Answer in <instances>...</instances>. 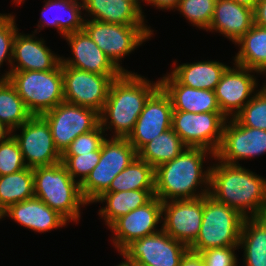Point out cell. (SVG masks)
Masks as SVG:
<instances>
[{"instance_id": "d4e9b609", "label": "cell", "mask_w": 266, "mask_h": 266, "mask_svg": "<svg viewBox=\"0 0 266 266\" xmlns=\"http://www.w3.org/2000/svg\"><path fill=\"white\" fill-rule=\"evenodd\" d=\"M82 2L85 19L90 17L91 20L114 24L147 25L140 0H82Z\"/></svg>"}, {"instance_id": "4316f807", "label": "cell", "mask_w": 266, "mask_h": 266, "mask_svg": "<svg viewBox=\"0 0 266 266\" xmlns=\"http://www.w3.org/2000/svg\"><path fill=\"white\" fill-rule=\"evenodd\" d=\"M154 197V190H128L121 192H104L94 203H105L98 215L109 227L117 218L128 214L148 203Z\"/></svg>"}, {"instance_id": "4fadbf2b", "label": "cell", "mask_w": 266, "mask_h": 266, "mask_svg": "<svg viewBox=\"0 0 266 266\" xmlns=\"http://www.w3.org/2000/svg\"><path fill=\"white\" fill-rule=\"evenodd\" d=\"M188 251L189 247L173 239L162 229L155 234L133 240L121 253L137 265L180 266Z\"/></svg>"}, {"instance_id": "484cf974", "label": "cell", "mask_w": 266, "mask_h": 266, "mask_svg": "<svg viewBox=\"0 0 266 266\" xmlns=\"http://www.w3.org/2000/svg\"><path fill=\"white\" fill-rule=\"evenodd\" d=\"M174 61L173 70L170 73L182 84L188 87L214 91L220 82L222 74L228 65L219 61L203 60L178 65Z\"/></svg>"}, {"instance_id": "ac0fdd59", "label": "cell", "mask_w": 266, "mask_h": 266, "mask_svg": "<svg viewBox=\"0 0 266 266\" xmlns=\"http://www.w3.org/2000/svg\"><path fill=\"white\" fill-rule=\"evenodd\" d=\"M172 103L159 86L147 99L132 132L126 138L138 152L145 144L171 128Z\"/></svg>"}, {"instance_id": "d6a6232c", "label": "cell", "mask_w": 266, "mask_h": 266, "mask_svg": "<svg viewBox=\"0 0 266 266\" xmlns=\"http://www.w3.org/2000/svg\"><path fill=\"white\" fill-rule=\"evenodd\" d=\"M32 114L8 79H0V122L12 132Z\"/></svg>"}, {"instance_id": "8d00e7d4", "label": "cell", "mask_w": 266, "mask_h": 266, "mask_svg": "<svg viewBox=\"0 0 266 266\" xmlns=\"http://www.w3.org/2000/svg\"><path fill=\"white\" fill-rule=\"evenodd\" d=\"M26 163L17 140L12 134L0 140V176L25 169Z\"/></svg>"}, {"instance_id": "277c9868", "label": "cell", "mask_w": 266, "mask_h": 266, "mask_svg": "<svg viewBox=\"0 0 266 266\" xmlns=\"http://www.w3.org/2000/svg\"><path fill=\"white\" fill-rule=\"evenodd\" d=\"M33 178L35 197L68 222L79 223L81 207L88 203L81 194L80 184L70 176L62 162L33 168Z\"/></svg>"}, {"instance_id": "4dcf8cb0", "label": "cell", "mask_w": 266, "mask_h": 266, "mask_svg": "<svg viewBox=\"0 0 266 266\" xmlns=\"http://www.w3.org/2000/svg\"><path fill=\"white\" fill-rule=\"evenodd\" d=\"M155 169L138 156L112 180L105 192L154 190Z\"/></svg>"}, {"instance_id": "6da1fadb", "label": "cell", "mask_w": 266, "mask_h": 266, "mask_svg": "<svg viewBox=\"0 0 266 266\" xmlns=\"http://www.w3.org/2000/svg\"><path fill=\"white\" fill-rule=\"evenodd\" d=\"M213 159L216 164L210 168L209 195L245 218L266 216V178L240 164Z\"/></svg>"}, {"instance_id": "83f0119b", "label": "cell", "mask_w": 266, "mask_h": 266, "mask_svg": "<svg viewBox=\"0 0 266 266\" xmlns=\"http://www.w3.org/2000/svg\"><path fill=\"white\" fill-rule=\"evenodd\" d=\"M245 266H266V216L245 218L239 240Z\"/></svg>"}, {"instance_id": "30bf717a", "label": "cell", "mask_w": 266, "mask_h": 266, "mask_svg": "<svg viewBox=\"0 0 266 266\" xmlns=\"http://www.w3.org/2000/svg\"><path fill=\"white\" fill-rule=\"evenodd\" d=\"M41 116L47 121L54 145L61 155L76 137L100 124L99 113L94 109L66 101Z\"/></svg>"}, {"instance_id": "7a4b0ae2", "label": "cell", "mask_w": 266, "mask_h": 266, "mask_svg": "<svg viewBox=\"0 0 266 266\" xmlns=\"http://www.w3.org/2000/svg\"><path fill=\"white\" fill-rule=\"evenodd\" d=\"M207 156L213 159L215 154L204 148L187 147L173 160L159 165L155 169L154 196L164 202L209 195L212 164L203 166Z\"/></svg>"}, {"instance_id": "ee69618b", "label": "cell", "mask_w": 266, "mask_h": 266, "mask_svg": "<svg viewBox=\"0 0 266 266\" xmlns=\"http://www.w3.org/2000/svg\"><path fill=\"white\" fill-rule=\"evenodd\" d=\"M238 4L254 9L259 0H232Z\"/></svg>"}, {"instance_id": "5b68a950", "label": "cell", "mask_w": 266, "mask_h": 266, "mask_svg": "<svg viewBox=\"0 0 266 266\" xmlns=\"http://www.w3.org/2000/svg\"><path fill=\"white\" fill-rule=\"evenodd\" d=\"M244 219L239 212L217 202L210 195L203 196L201 228L189 250L200 253L211 248L239 246Z\"/></svg>"}, {"instance_id": "7dc6e473", "label": "cell", "mask_w": 266, "mask_h": 266, "mask_svg": "<svg viewBox=\"0 0 266 266\" xmlns=\"http://www.w3.org/2000/svg\"><path fill=\"white\" fill-rule=\"evenodd\" d=\"M259 74H261V75H265V80H266V67L259 73ZM260 89L262 90V91H264V92H266V82L265 83H263V85L262 86H260Z\"/></svg>"}, {"instance_id": "ba28073f", "label": "cell", "mask_w": 266, "mask_h": 266, "mask_svg": "<svg viewBox=\"0 0 266 266\" xmlns=\"http://www.w3.org/2000/svg\"><path fill=\"white\" fill-rule=\"evenodd\" d=\"M138 156L126 138H105L101 144V157L80 190L88 204L94 203L110 186L112 180Z\"/></svg>"}, {"instance_id": "8fae6325", "label": "cell", "mask_w": 266, "mask_h": 266, "mask_svg": "<svg viewBox=\"0 0 266 266\" xmlns=\"http://www.w3.org/2000/svg\"><path fill=\"white\" fill-rule=\"evenodd\" d=\"M17 129L20 134H17ZM11 134L17 140L28 168L51 166L61 162V154L54 145L49 125L41 115H32Z\"/></svg>"}, {"instance_id": "f35d334b", "label": "cell", "mask_w": 266, "mask_h": 266, "mask_svg": "<svg viewBox=\"0 0 266 266\" xmlns=\"http://www.w3.org/2000/svg\"><path fill=\"white\" fill-rule=\"evenodd\" d=\"M99 124L92 131L76 137L62 155H81L98 150L107 137Z\"/></svg>"}, {"instance_id": "e0dca14e", "label": "cell", "mask_w": 266, "mask_h": 266, "mask_svg": "<svg viewBox=\"0 0 266 266\" xmlns=\"http://www.w3.org/2000/svg\"><path fill=\"white\" fill-rule=\"evenodd\" d=\"M203 218V196L162 202V229L190 247L197 239Z\"/></svg>"}, {"instance_id": "3957f363", "label": "cell", "mask_w": 266, "mask_h": 266, "mask_svg": "<svg viewBox=\"0 0 266 266\" xmlns=\"http://www.w3.org/2000/svg\"><path fill=\"white\" fill-rule=\"evenodd\" d=\"M159 86V78L153 82L135 72H123L113 79L104 108L99 114L102 129L110 130L113 134L111 137L127 138L145 102Z\"/></svg>"}, {"instance_id": "ab89813d", "label": "cell", "mask_w": 266, "mask_h": 266, "mask_svg": "<svg viewBox=\"0 0 266 266\" xmlns=\"http://www.w3.org/2000/svg\"><path fill=\"white\" fill-rule=\"evenodd\" d=\"M239 246H224L211 248L198 253L205 266H238L237 255L235 250Z\"/></svg>"}, {"instance_id": "f1b7e54d", "label": "cell", "mask_w": 266, "mask_h": 266, "mask_svg": "<svg viewBox=\"0 0 266 266\" xmlns=\"http://www.w3.org/2000/svg\"><path fill=\"white\" fill-rule=\"evenodd\" d=\"M234 63L259 73L266 67V27L253 26L235 43Z\"/></svg>"}, {"instance_id": "f546056e", "label": "cell", "mask_w": 266, "mask_h": 266, "mask_svg": "<svg viewBox=\"0 0 266 266\" xmlns=\"http://www.w3.org/2000/svg\"><path fill=\"white\" fill-rule=\"evenodd\" d=\"M187 146L172 128L161 133L145 144L138 152V157L154 169L176 158Z\"/></svg>"}, {"instance_id": "2e32d148", "label": "cell", "mask_w": 266, "mask_h": 266, "mask_svg": "<svg viewBox=\"0 0 266 266\" xmlns=\"http://www.w3.org/2000/svg\"><path fill=\"white\" fill-rule=\"evenodd\" d=\"M162 201L154 196L148 203L117 218L110 226L113 246L121 252L133 240L162 230Z\"/></svg>"}, {"instance_id": "b9f144b4", "label": "cell", "mask_w": 266, "mask_h": 266, "mask_svg": "<svg viewBox=\"0 0 266 266\" xmlns=\"http://www.w3.org/2000/svg\"><path fill=\"white\" fill-rule=\"evenodd\" d=\"M254 23L266 27V0H259L254 8Z\"/></svg>"}, {"instance_id": "e575fe53", "label": "cell", "mask_w": 266, "mask_h": 266, "mask_svg": "<svg viewBox=\"0 0 266 266\" xmlns=\"http://www.w3.org/2000/svg\"><path fill=\"white\" fill-rule=\"evenodd\" d=\"M235 118L243 126L266 130V92L258 89Z\"/></svg>"}, {"instance_id": "ffe728a7", "label": "cell", "mask_w": 266, "mask_h": 266, "mask_svg": "<svg viewBox=\"0 0 266 266\" xmlns=\"http://www.w3.org/2000/svg\"><path fill=\"white\" fill-rule=\"evenodd\" d=\"M68 43L72 57L61 56V66H71L100 75L123 73L84 31H76L63 37Z\"/></svg>"}, {"instance_id": "9c48e42d", "label": "cell", "mask_w": 266, "mask_h": 266, "mask_svg": "<svg viewBox=\"0 0 266 266\" xmlns=\"http://www.w3.org/2000/svg\"><path fill=\"white\" fill-rule=\"evenodd\" d=\"M228 118L221 112L191 113L173 110L171 128L187 147L218 151Z\"/></svg>"}, {"instance_id": "7c38bea8", "label": "cell", "mask_w": 266, "mask_h": 266, "mask_svg": "<svg viewBox=\"0 0 266 266\" xmlns=\"http://www.w3.org/2000/svg\"><path fill=\"white\" fill-rule=\"evenodd\" d=\"M64 101L102 112L113 79L120 75H100L71 66H62Z\"/></svg>"}, {"instance_id": "60d3db41", "label": "cell", "mask_w": 266, "mask_h": 266, "mask_svg": "<svg viewBox=\"0 0 266 266\" xmlns=\"http://www.w3.org/2000/svg\"><path fill=\"white\" fill-rule=\"evenodd\" d=\"M179 1L180 0H140V5L141 2H145L147 3V5H151V6H154L155 8L157 9H160V10H175L179 4Z\"/></svg>"}, {"instance_id": "f6af8a7d", "label": "cell", "mask_w": 266, "mask_h": 266, "mask_svg": "<svg viewBox=\"0 0 266 266\" xmlns=\"http://www.w3.org/2000/svg\"><path fill=\"white\" fill-rule=\"evenodd\" d=\"M121 257L123 258L124 261H121L120 264L116 266H138L134 261H130L125 255H123L121 252H119Z\"/></svg>"}, {"instance_id": "7bdbcfd3", "label": "cell", "mask_w": 266, "mask_h": 266, "mask_svg": "<svg viewBox=\"0 0 266 266\" xmlns=\"http://www.w3.org/2000/svg\"><path fill=\"white\" fill-rule=\"evenodd\" d=\"M180 266H205L198 253L188 251L180 262Z\"/></svg>"}, {"instance_id": "603a6c76", "label": "cell", "mask_w": 266, "mask_h": 266, "mask_svg": "<svg viewBox=\"0 0 266 266\" xmlns=\"http://www.w3.org/2000/svg\"><path fill=\"white\" fill-rule=\"evenodd\" d=\"M254 24V9L232 0H216L207 31L220 33L236 43Z\"/></svg>"}, {"instance_id": "7402d4cb", "label": "cell", "mask_w": 266, "mask_h": 266, "mask_svg": "<svg viewBox=\"0 0 266 266\" xmlns=\"http://www.w3.org/2000/svg\"><path fill=\"white\" fill-rule=\"evenodd\" d=\"M168 73L159 79L160 86L170 97L173 110L191 113L221 112L215 91L182 85L170 72Z\"/></svg>"}, {"instance_id": "44dd1931", "label": "cell", "mask_w": 266, "mask_h": 266, "mask_svg": "<svg viewBox=\"0 0 266 266\" xmlns=\"http://www.w3.org/2000/svg\"><path fill=\"white\" fill-rule=\"evenodd\" d=\"M9 217L26 229L44 233L66 227L68 221L43 201L33 197L9 206L1 213V218Z\"/></svg>"}, {"instance_id": "74e56055", "label": "cell", "mask_w": 266, "mask_h": 266, "mask_svg": "<svg viewBox=\"0 0 266 266\" xmlns=\"http://www.w3.org/2000/svg\"><path fill=\"white\" fill-rule=\"evenodd\" d=\"M15 21V16L12 14L2 13L0 16V68L3 62H8L7 65L11 67L13 43L19 30Z\"/></svg>"}, {"instance_id": "cb8c5ba5", "label": "cell", "mask_w": 266, "mask_h": 266, "mask_svg": "<svg viewBox=\"0 0 266 266\" xmlns=\"http://www.w3.org/2000/svg\"><path fill=\"white\" fill-rule=\"evenodd\" d=\"M43 2L45 4L38 21V28L34 30L36 35L45 27L55 28L62 38L67 34L83 30L85 16L82 14L84 11L82 0H44Z\"/></svg>"}, {"instance_id": "836d02e7", "label": "cell", "mask_w": 266, "mask_h": 266, "mask_svg": "<svg viewBox=\"0 0 266 266\" xmlns=\"http://www.w3.org/2000/svg\"><path fill=\"white\" fill-rule=\"evenodd\" d=\"M216 0H180L176 8L191 24L208 30L215 9Z\"/></svg>"}, {"instance_id": "d590c367", "label": "cell", "mask_w": 266, "mask_h": 266, "mask_svg": "<svg viewBox=\"0 0 266 266\" xmlns=\"http://www.w3.org/2000/svg\"><path fill=\"white\" fill-rule=\"evenodd\" d=\"M100 157L101 147L96 151L81 155H61V162L70 176L80 184L98 164Z\"/></svg>"}, {"instance_id": "8992f818", "label": "cell", "mask_w": 266, "mask_h": 266, "mask_svg": "<svg viewBox=\"0 0 266 266\" xmlns=\"http://www.w3.org/2000/svg\"><path fill=\"white\" fill-rule=\"evenodd\" d=\"M8 80L32 115H43L64 101L61 64L51 71H11Z\"/></svg>"}, {"instance_id": "52a82bcc", "label": "cell", "mask_w": 266, "mask_h": 266, "mask_svg": "<svg viewBox=\"0 0 266 266\" xmlns=\"http://www.w3.org/2000/svg\"><path fill=\"white\" fill-rule=\"evenodd\" d=\"M83 30L123 72L133 71H128L121 66L124 60L122 58L129 56L154 35V30L148 25H122L90 18L85 19Z\"/></svg>"}, {"instance_id": "1f68e13d", "label": "cell", "mask_w": 266, "mask_h": 266, "mask_svg": "<svg viewBox=\"0 0 266 266\" xmlns=\"http://www.w3.org/2000/svg\"><path fill=\"white\" fill-rule=\"evenodd\" d=\"M34 197L33 169L0 176V213L9 206Z\"/></svg>"}, {"instance_id": "5bb4252c", "label": "cell", "mask_w": 266, "mask_h": 266, "mask_svg": "<svg viewBox=\"0 0 266 266\" xmlns=\"http://www.w3.org/2000/svg\"><path fill=\"white\" fill-rule=\"evenodd\" d=\"M266 154V130L243 126L235 117L227 119L221 145L215 157L223 163L239 165V161Z\"/></svg>"}, {"instance_id": "c3c4849f", "label": "cell", "mask_w": 266, "mask_h": 266, "mask_svg": "<svg viewBox=\"0 0 266 266\" xmlns=\"http://www.w3.org/2000/svg\"><path fill=\"white\" fill-rule=\"evenodd\" d=\"M25 0H13L12 2L16 3V4H22L24 3Z\"/></svg>"}, {"instance_id": "d6986e66", "label": "cell", "mask_w": 266, "mask_h": 266, "mask_svg": "<svg viewBox=\"0 0 266 266\" xmlns=\"http://www.w3.org/2000/svg\"><path fill=\"white\" fill-rule=\"evenodd\" d=\"M43 38L35 33L22 34L17 31L13 43L11 68L0 76L8 79L11 71H51L61 64V57L47 47Z\"/></svg>"}, {"instance_id": "bcb514c9", "label": "cell", "mask_w": 266, "mask_h": 266, "mask_svg": "<svg viewBox=\"0 0 266 266\" xmlns=\"http://www.w3.org/2000/svg\"><path fill=\"white\" fill-rule=\"evenodd\" d=\"M11 132L0 122V140L7 138Z\"/></svg>"}, {"instance_id": "9a60e30c", "label": "cell", "mask_w": 266, "mask_h": 266, "mask_svg": "<svg viewBox=\"0 0 266 266\" xmlns=\"http://www.w3.org/2000/svg\"><path fill=\"white\" fill-rule=\"evenodd\" d=\"M233 65L227 67L214 90L221 113L228 119L234 118L258 91L255 73L260 75L258 71Z\"/></svg>"}]
</instances>
